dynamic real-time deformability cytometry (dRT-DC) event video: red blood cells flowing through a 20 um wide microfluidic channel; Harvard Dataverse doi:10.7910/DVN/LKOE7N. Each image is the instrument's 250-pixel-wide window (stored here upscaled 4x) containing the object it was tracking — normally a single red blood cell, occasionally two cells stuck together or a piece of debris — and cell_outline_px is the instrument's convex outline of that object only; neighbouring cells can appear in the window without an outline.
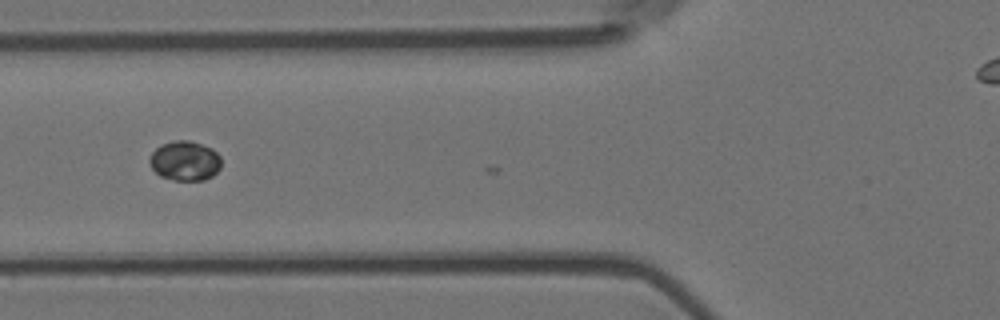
{"species": "Egyptian fruit bat (a non-hibernating species)", "species_latin": "Rousettus aegyptiacus", "temperature_condition": "room temperature", "stored_images_in_passage": 3, "camera_frame_rate_fps": 3000, "um_per_image_px": 0.085, "animal": {"sex": "female"}, "frame": {"image": 1, "passage_image": 2, "time_ms": 0.333, "image_size_px": [1000, 320], "cell_outline_px": [[220, 168], [212, 176], [204, 180], [172, 180], [160, 176], [152, 168], [148, 160], [152, 152], [160, 144], [172, 140], [188, 140], [212, 148], [220, 156]], "centroid_in_image_um": [15.69, 13.66], "position_along_channel_um": 110.1, "area_um2": 16.65}}